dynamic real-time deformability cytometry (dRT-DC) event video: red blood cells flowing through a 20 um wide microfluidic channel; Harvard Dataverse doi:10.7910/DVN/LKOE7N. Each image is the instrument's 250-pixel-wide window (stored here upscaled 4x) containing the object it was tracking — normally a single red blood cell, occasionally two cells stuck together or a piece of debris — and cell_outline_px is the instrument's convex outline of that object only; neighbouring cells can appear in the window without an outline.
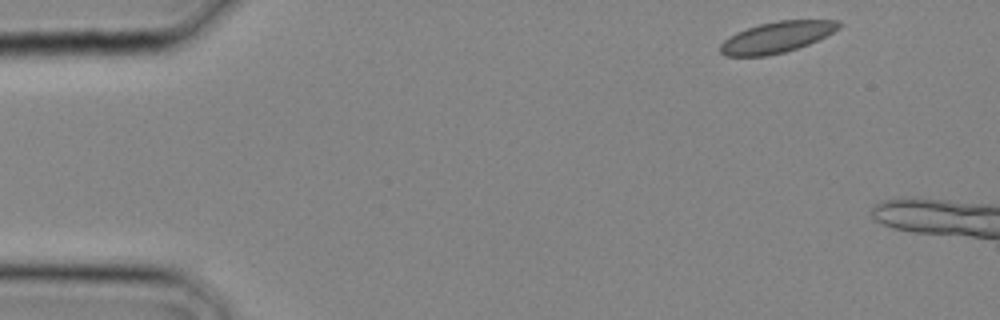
{"species": "common noctule bat (a hibernating species)", "species_latin": "Nyctalus noctula", "temperature_condition": "cold", "stored_images_in_passage": 4, "camera_frame_rate_fps": 3000, "um_per_image_px": 0.085, "animal": {"sex": "male", "body_mass_g": 20.4}, "frame": {"image": 1, "passage_image": 1, "time_ms": 0.0, "image_size_px": [1000, 320], "cell_outline_px": [[840, 28], [808, 44], [784, 52], [764, 56], [724, 56], [720, 52], [720, 44], [728, 36], [736, 32], [760, 24], [776, 20], [840, 20]], "centroid_in_image_um": [65.98, 3.16], "position_along_channel_um": 19.0, "area_um2": 21.27}}